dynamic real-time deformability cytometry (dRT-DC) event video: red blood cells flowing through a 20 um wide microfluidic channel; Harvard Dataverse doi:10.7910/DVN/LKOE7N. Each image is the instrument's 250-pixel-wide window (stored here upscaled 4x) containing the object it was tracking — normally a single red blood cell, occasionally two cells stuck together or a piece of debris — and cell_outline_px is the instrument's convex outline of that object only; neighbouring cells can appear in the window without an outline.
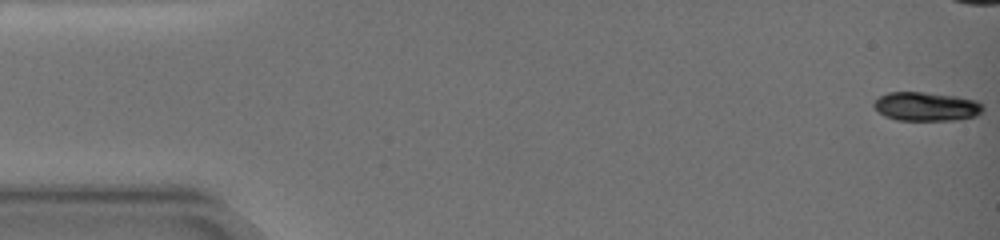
{"species": "common noctule bat (a hibernating species)", "species_latin": "Nyctalus noctula", "temperature_condition": "warm", "stored_images_in_passage": 18, "camera_frame_rate_fps": 3000, "um_per_image_px": 0.085, "animal": {"sex": "female", "body_mass_g": 19.0, "forearm_length_mm": 51.5}, "frame": {"image": 1, "passage_image": 1, "time_ms": 0.0, "image_size_px": [1000, 240], "cell_outline_px": [[984, 112], [976, 116], [952, 120], [896, 120], [884, 116], [872, 104], [880, 96], [888, 92], [924, 92], [956, 96], [976, 100], [984, 104]], "centroid_in_image_um": [78.77, 9.05], "position_along_channel_um": 6.2, "area_um2": 18.44}}